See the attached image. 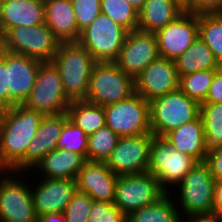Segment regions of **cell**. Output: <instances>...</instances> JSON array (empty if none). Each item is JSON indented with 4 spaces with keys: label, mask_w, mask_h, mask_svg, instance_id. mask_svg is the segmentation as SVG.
<instances>
[{
    "label": "cell",
    "mask_w": 222,
    "mask_h": 222,
    "mask_svg": "<svg viewBox=\"0 0 222 222\" xmlns=\"http://www.w3.org/2000/svg\"><path fill=\"white\" fill-rule=\"evenodd\" d=\"M3 173L5 174V173H6V171H0V174H3Z\"/></svg>",
    "instance_id": "cell-47"
},
{
    "label": "cell",
    "mask_w": 222,
    "mask_h": 222,
    "mask_svg": "<svg viewBox=\"0 0 222 222\" xmlns=\"http://www.w3.org/2000/svg\"><path fill=\"white\" fill-rule=\"evenodd\" d=\"M167 192L151 173L118 176L114 204L128 216L131 212L157 202Z\"/></svg>",
    "instance_id": "cell-11"
},
{
    "label": "cell",
    "mask_w": 222,
    "mask_h": 222,
    "mask_svg": "<svg viewBox=\"0 0 222 222\" xmlns=\"http://www.w3.org/2000/svg\"><path fill=\"white\" fill-rule=\"evenodd\" d=\"M116 175L104 162L86 161L76 177V187L94 201L114 203Z\"/></svg>",
    "instance_id": "cell-18"
},
{
    "label": "cell",
    "mask_w": 222,
    "mask_h": 222,
    "mask_svg": "<svg viewBox=\"0 0 222 222\" xmlns=\"http://www.w3.org/2000/svg\"><path fill=\"white\" fill-rule=\"evenodd\" d=\"M104 112L106 125L119 137L151 133L149 102L136 92L104 106Z\"/></svg>",
    "instance_id": "cell-8"
},
{
    "label": "cell",
    "mask_w": 222,
    "mask_h": 222,
    "mask_svg": "<svg viewBox=\"0 0 222 222\" xmlns=\"http://www.w3.org/2000/svg\"><path fill=\"white\" fill-rule=\"evenodd\" d=\"M212 214L222 218V180L215 181Z\"/></svg>",
    "instance_id": "cell-42"
},
{
    "label": "cell",
    "mask_w": 222,
    "mask_h": 222,
    "mask_svg": "<svg viewBox=\"0 0 222 222\" xmlns=\"http://www.w3.org/2000/svg\"><path fill=\"white\" fill-rule=\"evenodd\" d=\"M155 35L159 57L175 61L199 36L198 15L184 11Z\"/></svg>",
    "instance_id": "cell-14"
},
{
    "label": "cell",
    "mask_w": 222,
    "mask_h": 222,
    "mask_svg": "<svg viewBox=\"0 0 222 222\" xmlns=\"http://www.w3.org/2000/svg\"><path fill=\"white\" fill-rule=\"evenodd\" d=\"M183 12L174 0H146L138 13L137 30L155 34Z\"/></svg>",
    "instance_id": "cell-24"
},
{
    "label": "cell",
    "mask_w": 222,
    "mask_h": 222,
    "mask_svg": "<svg viewBox=\"0 0 222 222\" xmlns=\"http://www.w3.org/2000/svg\"><path fill=\"white\" fill-rule=\"evenodd\" d=\"M203 103H222V66L216 70L208 95Z\"/></svg>",
    "instance_id": "cell-39"
},
{
    "label": "cell",
    "mask_w": 222,
    "mask_h": 222,
    "mask_svg": "<svg viewBox=\"0 0 222 222\" xmlns=\"http://www.w3.org/2000/svg\"><path fill=\"white\" fill-rule=\"evenodd\" d=\"M43 62L22 54L5 50V65L8 70L7 108L24 105L36 81Z\"/></svg>",
    "instance_id": "cell-16"
},
{
    "label": "cell",
    "mask_w": 222,
    "mask_h": 222,
    "mask_svg": "<svg viewBox=\"0 0 222 222\" xmlns=\"http://www.w3.org/2000/svg\"><path fill=\"white\" fill-rule=\"evenodd\" d=\"M61 42L45 24L17 26L9 29L1 38V49L51 62Z\"/></svg>",
    "instance_id": "cell-4"
},
{
    "label": "cell",
    "mask_w": 222,
    "mask_h": 222,
    "mask_svg": "<svg viewBox=\"0 0 222 222\" xmlns=\"http://www.w3.org/2000/svg\"><path fill=\"white\" fill-rule=\"evenodd\" d=\"M176 150L190 155L197 162H205L204 128L200 115L191 122L171 130L163 136Z\"/></svg>",
    "instance_id": "cell-23"
},
{
    "label": "cell",
    "mask_w": 222,
    "mask_h": 222,
    "mask_svg": "<svg viewBox=\"0 0 222 222\" xmlns=\"http://www.w3.org/2000/svg\"><path fill=\"white\" fill-rule=\"evenodd\" d=\"M222 13V0H193V14Z\"/></svg>",
    "instance_id": "cell-40"
},
{
    "label": "cell",
    "mask_w": 222,
    "mask_h": 222,
    "mask_svg": "<svg viewBox=\"0 0 222 222\" xmlns=\"http://www.w3.org/2000/svg\"><path fill=\"white\" fill-rule=\"evenodd\" d=\"M76 191V180L44 178L32 190L36 215L63 213Z\"/></svg>",
    "instance_id": "cell-19"
},
{
    "label": "cell",
    "mask_w": 222,
    "mask_h": 222,
    "mask_svg": "<svg viewBox=\"0 0 222 222\" xmlns=\"http://www.w3.org/2000/svg\"><path fill=\"white\" fill-rule=\"evenodd\" d=\"M45 24L61 43L78 42V30L71 0H44Z\"/></svg>",
    "instance_id": "cell-22"
},
{
    "label": "cell",
    "mask_w": 222,
    "mask_h": 222,
    "mask_svg": "<svg viewBox=\"0 0 222 222\" xmlns=\"http://www.w3.org/2000/svg\"><path fill=\"white\" fill-rule=\"evenodd\" d=\"M199 36L222 66V13L198 14Z\"/></svg>",
    "instance_id": "cell-30"
},
{
    "label": "cell",
    "mask_w": 222,
    "mask_h": 222,
    "mask_svg": "<svg viewBox=\"0 0 222 222\" xmlns=\"http://www.w3.org/2000/svg\"><path fill=\"white\" fill-rule=\"evenodd\" d=\"M68 120L67 112L59 115H44L35 137L28 145L25 154V172L28 169H34L44 156L56 149L57 140Z\"/></svg>",
    "instance_id": "cell-20"
},
{
    "label": "cell",
    "mask_w": 222,
    "mask_h": 222,
    "mask_svg": "<svg viewBox=\"0 0 222 222\" xmlns=\"http://www.w3.org/2000/svg\"><path fill=\"white\" fill-rule=\"evenodd\" d=\"M87 160L77 153L55 149L44 156L35 167L41 170L44 178L73 179Z\"/></svg>",
    "instance_id": "cell-25"
},
{
    "label": "cell",
    "mask_w": 222,
    "mask_h": 222,
    "mask_svg": "<svg viewBox=\"0 0 222 222\" xmlns=\"http://www.w3.org/2000/svg\"><path fill=\"white\" fill-rule=\"evenodd\" d=\"M152 133L120 137L104 162L116 175H137L148 172Z\"/></svg>",
    "instance_id": "cell-12"
},
{
    "label": "cell",
    "mask_w": 222,
    "mask_h": 222,
    "mask_svg": "<svg viewBox=\"0 0 222 222\" xmlns=\"http://www.w3.org/2000/svg\"><path fill=\"white\" fill-rule=\"evenodd\" d=\"M135 92L150 102L155 98L179 89L175 61L158 57L135 79Z\"/></svg>",
    "instance_id": "cell-17"
},
{
    "label": "cell",
    "mask_w": 222,
    "mask_h": 222,
    "mask_svg": "<svg viewBox=\"0 0 222 222\" xmlns=\"http://www.w3.org/2000/svg\"><path fill=\"white\" fill-rule=\"evenodd\" d=\"M10 173L0 179V222H38L32 189Z\"/></svg>",
    "instance_id": "cell-13"
},
{
    "label": "cell",
    "mask_w": 222,
    "mask_h": 222,
    "mask_svg": "<svg viewBox=\"0 0 222 222\" xmlns=\"http://www.w3.org/2000/svg\"><path fill=\"white\" fill-rule=\"evenodd\" d=\"M170 192H167L157 202L144 206L131 212L127 216V222H179L180 214Z\"/></svg>",
    "instance_id": "cell-28"
},
{
    "label": "cell",
    "mask_w": 222,
    "mask_h": 222,
    "mask_svg": "<svg viewBox=\"0 0 222 222\" xmlns=\"http://www.w3.org/2000/svg\"><path fill=\"white\" fill-rule=\"evenodd\" d=\"M88 222H127V216L114 203L93 200Z\"/></svg>",
    "instance_id": "cell-37"
},
{
    "label": "cell",
    "mask_w": 222,
    "mask_h": 222,
    "mask_svg": "<svg viewBox=\"0 0 222 222\" xmlns=\"http://www.w3.org/2000/svg\"><path fill=\"white\" fill-rule=\"evenodd\" d=\"M216 70H201L179 77V89L199 104L203 103L208 95Z\"/></svg>",
    "instance_id": "cell-31"
},
{
    "label": "cell",
    "mask_w": 222,
    "mask_h": 222,
    "mask_svg": "<svg viewBox=\"0 0 222 222\" xmlns=\"http://www.w3.org/2000/svg\"><path fill=\"white\" fill-rule=\"evenodd\" d=\"M88 136L70 119L64 124L56 149L67 150L82 155L87 160Z\"/></svg>",
    "instance_id": "cell-34"
},
{
    "label": "cell",
    "mask_w": 222,
    "mask_h": 222,
    "mask_svg": "<svg viewBox=\"0 0 222 222\" xmlns=\"http://www.w3.org/2000/svg\"><path fill=\"white\" fill-rule=\"evenodd\" d=\"M101 13L109 16L128 32L138 28V12L127 0H101Z\"/></svg>",
    "instance_id": "cell-33"
},
{
    "label": "cell",
    "mask_w": 222,
    "mask_h": 222,
    "mask_svg": "<svg viewBox=\"0 0 222 222\" xmlns=\"http://www.w3.org/2000/svg\"><path fill=\"white\" fill-rule=\"evenodd\" d=\"M127 33L124 27L101 13L81 31L78 43L97 62H114L118 58Z\"/></svg>",
    "instance_id": "cell-6"
},
{
    "label": "cell",
    "mask_w": 222,
    "mask_h": 222,
    "mask_svg": "<svg viewBox=\"0 0 222 222\" xmlns=\"http://www.w3.org/2000/svg\"><path fill=\"white\" fill-rule=\"evenodd\" d=\"M205 162L209 165L213 178L222 180V145L208 153Z\"/></svg>",
    "instance_id": "cell-41"
},
{
    "label": "cell",
    "mask_w": 222,
    "mask_h": 222,
    "mask_svg": "<svg viewBox=\"0 0 222 222\" xmlns=\"http://www.w3.org/2000/svg\"><path fill=\"white\" fill-rule=\"evenodd\" d=\"M159 57L154 33L135 30L128 32L114 63L135 79L151 62Z\"/></svg>",
    "instance_id": "cell-15"
},
{
    "label": "cell",
    "mask_w": 222,
    "mask_h": 222,
    "mask_svg": "<svg viewBox=\"0 0 222 222\" xmlns=\"http://www.w3.org/2000/svg\"><path fill=\"white\" fill-rule=\"evenodd\" d=\"M178 77L196 71L219 69L221 65L200 36L175 60Z\"/></svg>",
    "instance_id": "cell-26"
},
{
    "label": "cell",
    "mask_w": 222,
    "mask_h": 222,
    "mask_svg": "<svg viewBox=\"0 0 222 222\" xmlns=\"http://www.w3.org/2000/svg\"><path fill=\"white\" fill-rule=\"evenodd\" d=\"M135 92L134 79L114 62H97L92 70L86 99L102 107L120 102Z\"/></svg>",
    "instance_id": "cell-5"
},
{
    "label": "cell",
    "mask_w": 222,
    "mask_h": 222,
    "mask_svg": "<svg viewBox=\"0 0 222 222\" xmlns=\"http://www.w3.org/2000/svg\"><path fill=\"white\" fill-rule=\"evenodd\" d=\"M67 114L69 119L87 136L106 125L104 107L84 100L71 101Z\"/></svg>",
    "instance_id": "cell-27"
},
{
    "label": "cell",
    "mask_w": 222,
    "mask_h": 222,
    "mask_svg": "<svg viewBox=\"0 0 222 222\" xmlns=\"http://www.w3.org/2000/svg\"><path fill=\"white\" fill-rule=\"evenodd\" d=\"M119 136L107 125L88 136L87 160L105 162L116 147Z\"/></svg>",
    "instance_id": "cell-32"
},
{
    "label": "cell",
    "mask_w": 222,
    "mask_h": 222,
    "mask_svg": "<svg viewBox=\"0 0 222 222\" xmlns=\"http://www.w3.org/2000/svg\"><path fill=\"white\" fill-rule=\"evenodd\" d=\"M196 163L193 157L176 150L164 137L153 136L148 172L166 192L168 185L179 184Z\"/></svg>",
    "instance_id": "cell-7"
},
{
    "label": "cell",
    "mask_w": 222,
    "mask_h": 222,
    "mask_svg": "<svg viewBox=\"0 0 222 222\" xmlns=\"http://www.w3.org/2000/svg\"><path fill=\"white\" fill-rule=\"evenodd\" d=\"M131 5L132 7L139 13L143 6H144V3L146 2V0H127Z\"/></svg>",
    "instance_id": "cell-46"
},
{
    "label": "cell",
    "mask_w": 222,
    "mask_h": 222,
    "mask_svg": "<svg viewBox=\"0 0 222 222\" xmlns=\"http://www.w3.org/2000/svg\"><path fill=\"white\" fill-rule=\"evenodd\" d=\"M43 117L25 105L0 110V171L24 173L28 145Z\"/></svg>",
    "instance_id": "cell-1"
},
{
    "label": "cell",
    "mask_w": 222,
    "mask_h": 222,
    "mask_svg": "<svg viewBox=\"0 0 222 222\" xmlns=\"http://www.w3.org/2000/svg\"><path fill=\"white\" fill-rule=\"evenodd\" d=\"M8 70L5 65V50L0 48V110L7 108Z\"/></svg>",
    "instance_id": "cell-38"
},
{
    "label": "cell",
    "mask_w": 222,
    "mask_h": 222,
    "mask_svg": "<svg viewBox=\"0 0 222 222\" xmlns=\"http://www.w3.org/2000/svg\"><path fill=\"white\" fill-rule=\"evenodd\" d=\"M185 12L193 13V0H174Z\"/></svg>",
    "instance_id": "cell-45"
},
{
    "label": "cell",
    "mask_w": 222,
    "mask_h": 222,
    "mask_svg": "<svg viewBox=\"0 0 222 222\" xmlns=\"http://www.w3.org/2000/svg\"><path fill=\"white\" fill-rule=\"evenodd\" d=\"M78 30L81 32L101 14V0H71Z\"/></svg>",
    "instance_id": "cell-36"
},
{
    "label": "cell",
    "mask_w": 222,
    "mask_h": 222,
    "mask_svg": "<svg viewBox=\"0 0 222 222\" xmlns=\"http://www.w3.org/2000/svg\"><path fill=\"white\" fill-rule=\"evenodd\" d=\"M92 204L90 195L77 190L63 212L66 222H88Z\"/></svg>",
    "instance_id": "cell-35"
},
{
    "label": "cell",
    "mask_w": 222,
    "mask_h": 222,
    "mask_svg": "<svg viewBox=\"0 0 222 222\" xmlns=\"http://www.w3.org/2000/svg\"><path fill=\"white\" fill-rule=\"evenodd\" d=\"M70 102L64 92L59 70L52 62H43L24 105L44 115H59L67 112Z\"/></svg>",
    "instance_id": "cell-9"
},
{
    "label": "cell",
    "mask_w": 222,
    "mask_h": 222,
    "mask_svg": "<svg viewBox=\"0 0 222 222\" xmlns=\"http://www.w3.org/2000/svg\"><path fill=\"white\" fill-rule=\"evenodd\" d=\"M44 0H6L0 3V38L17 26L45 23Z\"/></svg>",
    "instance_id": "cell-21"
},
{
    "label": "cell",
    "mask_w": 222,
    "mask_h": 222,
    "mask_svg": "<svg viewBox=\"0 0 222 222\" xmlns=\"http://www.w3.org/2000/svg\"><path fill=\"white\" fill-rule=\"evenodd\" d=\"M215 179L206 162H197L178 184L180 205L187 216L210 215Z\"/></svg>",
    "instance_id": "cell-10"
},
{
    "label": "cell",
    "mask_w": 222,
    "mask_h": 222,
    "mask_svg": "<svg viewBox=\"0 0 222 222\" xmlns=\"http://www.w3.org/2000/svg\"><path fill=\"white\" fill-rule=\"evenodd\" d=\"M59 70L64 92L70 101L85 100L90 75L97 61L78 42L60 43L51 61Z\"/></svg>",
    "instance_id": "cell-2"
},
{
    "label": "cell",
    "mask_w": 222,
    "mask_h": 222,
    "mask_svg": "<svg viewBox=\"0 0 222 222\" xmlns=\"http://www.w3.org/2000/svg\"><path fill=\"white\" fill-rule=\"evenodd\" d=\"M200 117L204 128V149L208 154L222 145V103H201Z\"/></svg>",
    "instance_id": "cell-29"
},
{
    "label": "cell",
    "mask_w": 222,
    "mask_h": 222,
    "mask_svg": "<svg viewBox=\"0 0 222 222\" xmlns=\"http://www.w3.org/2000/svg\"><path fill=\"white\" fill-rule=\"evenodd\" d=\"M150 128L154 136L163 137L173 129L195 120L200 104L180 89L149 102Z\"/></svg>",
    "instance_id": "cell-3"
},
{
    "label": "cell",
    "mask_w": 222,
    "mask_h": 222,
    "mask_svg": "<svg viewBox=\"0 0 222 222\" xmlns=\"http://www.w3.org/2000/svg\"><path fill=\"white\" fill-rule=\"evenodd\" d=\"M38 222H66L63 213H46L38 218Z\"/></svg>",
    "instance_id": "cell-44"
},
{
    "label": "cell",
    "mask_w": 222,
    "mask_h": 222,
    "mask_svg": "<svg viewBox=\"0 0 222 222\" xmlns=\"http://www.w3.org/2000/svg\"><path fill=\"white\" fill-rule=\"evenodd\" d=\"M188 217L189 219H186V222H222V218H219L213 214L188 216ZM179 222H182V221L179 220Z\"/></svg>",
    "instance_id": "cell-43"
}]
</instances>
